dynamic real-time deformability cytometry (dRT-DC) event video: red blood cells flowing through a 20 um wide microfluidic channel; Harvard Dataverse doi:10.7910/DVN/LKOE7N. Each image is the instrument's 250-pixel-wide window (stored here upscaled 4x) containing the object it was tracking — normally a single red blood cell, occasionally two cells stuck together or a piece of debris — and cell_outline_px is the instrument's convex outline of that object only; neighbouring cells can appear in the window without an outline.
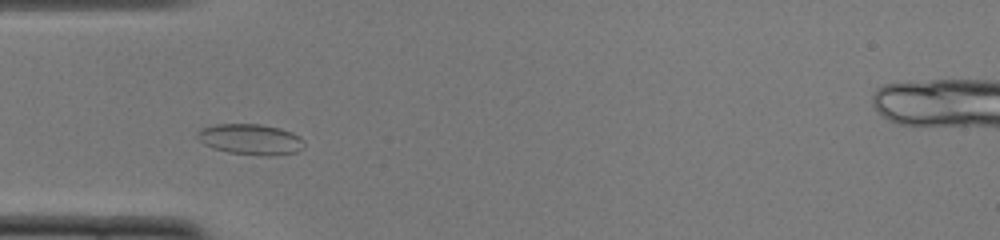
{"species": "common noctule bat (a hibernating species)", "species_latin": "Nyctalus noctula", "temperature_condition": "cold", "stored_images_in_passage": 45, "camera_frame_rate_fps": 3000, "um_per_image_px": 0.085, "animal": {"sex": "female", "body_mass_g": 22.0, "forearm_length_mm": 56.7}, "frame": {"image": 1, "passage_image": 8, "time_ms": 2.333, "image_size_px": [1000, 240], "cell_outline_px": [[304, 148], [296, 152], [276, 156], [268, 156], [228, 152], [212, 148], [204, 144], [196, 136], [196, 132], [200, 128], [216, 124], [260, 124], [280, 128], [292, 132], [300, 136], [304, 140]], "centroid_in_image_um": [21.31, 11.84], "position_along_channel_um": 63.7, "area_um2": 19.36}}
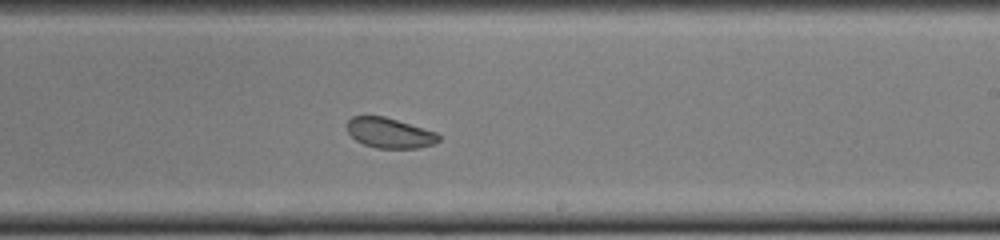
{"frame": {"image": 2, "passage_image": 23, "time_ms": 7.333, "image_size_px": [1000, 240], "cell_outline_px": [[440, 140], [432, 144], [416, 148], [376, 148], [364, 144], [356, 140], [348, 132], [348, 120], [352, 116], [384, 116], [436, 132], [440, 136]], "centroid_in_image_um": [33.11, 11.3], "position_along_channel_um": 255.9, "area_um2": 15.9}}
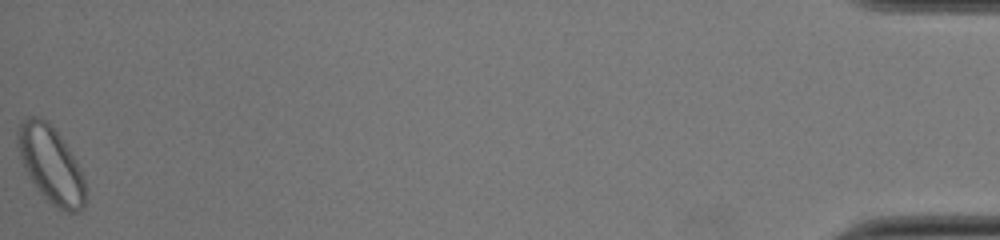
{"frame": {"image": 3, "passage_image": 44, "time_ms": 14.333, "image_size_px": [1000, 240], "cell_outline_px": [[84, 208], [76, 212], [68, 212], [56, 208], [44, 196], [28, 176], [20, 156], [16, 144], [16, 132], [20, 120], [32, 116], [40, 116], [60, 136], [68, 148], [84, 180]], "centroid_in_image_um": [4.27, 13.97], "position_along_channel_um": 430.9, "area_um2": 29.59}}